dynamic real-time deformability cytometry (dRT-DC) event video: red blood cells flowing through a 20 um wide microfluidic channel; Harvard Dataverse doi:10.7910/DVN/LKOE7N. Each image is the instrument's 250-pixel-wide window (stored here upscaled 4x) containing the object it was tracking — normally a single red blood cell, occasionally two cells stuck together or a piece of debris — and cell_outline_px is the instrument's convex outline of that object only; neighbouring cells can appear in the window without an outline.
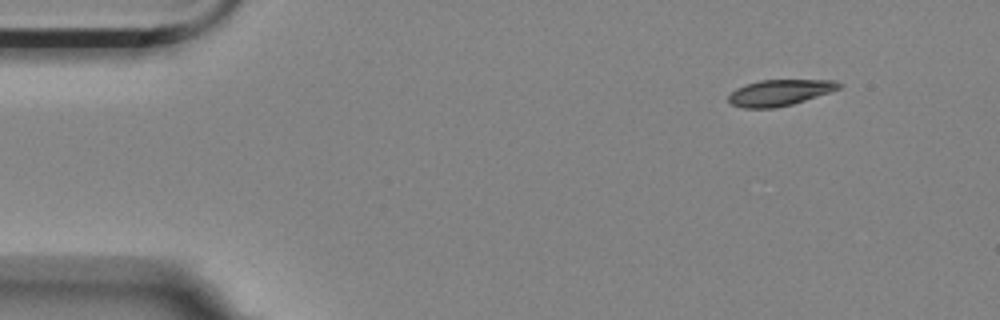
{"species": "Egyptian fruit bat (a non-hibernating species)", "species_latin": "Rousettus aegyptiacus", "temperature_condition": "room temperature", "stored_images_in_passage": 3, "camera_frame_rate_fps": 3000, "um_per_image_px": 0.085, "animal": {"sex": "female"}, "frame": {"image": 1, "passage_image": 1, "time_ms": 0.0, "image_size_px": [1000, 320], "cell_outline_px": [[844, 84], [840, 88], [792, 104], [776, 108], [744, 108], [732, 104], [728, 100], [728, 96], [736, 88], [760, 80], [836, 80]], "centroid_in_image_um": [66.28, 7.87], "position_along_channel_um": 18.7, "area_um2": 16.59}}